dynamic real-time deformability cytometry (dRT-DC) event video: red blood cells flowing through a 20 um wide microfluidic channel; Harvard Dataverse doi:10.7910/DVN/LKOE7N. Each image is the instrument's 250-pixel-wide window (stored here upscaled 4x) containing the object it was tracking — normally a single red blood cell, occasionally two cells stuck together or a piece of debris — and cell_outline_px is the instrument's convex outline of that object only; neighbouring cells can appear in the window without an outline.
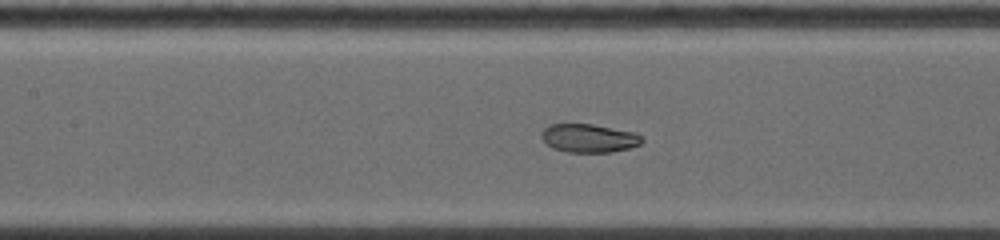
{"species": "common noctule bat (a hibernating species)", "species_latin": "Nyctalus noctula", "temperature_condition": "warm", "stored_images_in_passage": 14, "camera_frame_rate_fps": 5000, "um_per_image_px": 0.085, "animal": {"sex": "female", "body_mass_g": 19.0, "forearm_length_mm": 53.3}, "frame": {"image": 1, "passage_image": 7, "time_ms": 2.4, "image_size_px": [1000, 240], "cell_outline_px": [[644, 140], [640, 144], [628, 148], [612, 152], [568, 152], [552, 148], [540, 136], [540, 132], [544, 128], [552, 124], [592, 124], [636, 132], [644, 136]], "centroid_in_image_um": [50.09, 11.74], "position_along_channel_um": 157.3, "area_um2": 16.76}}
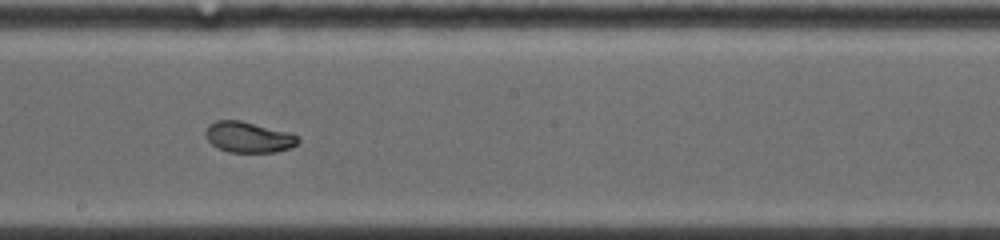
{"frame": {"image": 2, "passage_image": 11, "time_ms": 4.2, "image_size_px": [1000, 240], "cell_outline_px": [[300, 140], [292, 148], [276, 152], [228, 152], [216, 148], [204, 136], [204, 132], [208, 124], [216, 120], [240, 120], [292, 132], [300, 136]], "centroid_in_image_um": [21.14, 11.65], "position_along_channel_um": 227.1, "area_um2": 17.05}}
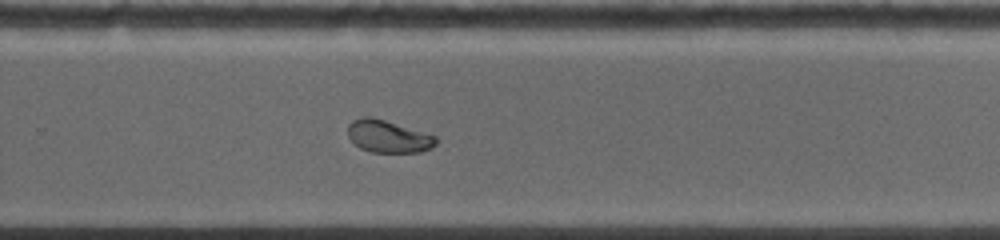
{"frame": {"image": 3, "passage_image": 14, "time_ms": 6.0, "image_size_px": [1000, 240], "cell_outline_px": [[436, 144], [432, 148], [420, 152], [372, 152], [360, 148], [348, 136], [348, 124], [352, 120], [364, 116], [372, 116], [436, 136]], "centroid_in_image_um": [32.98, 11.59], "position_along_channel_um": 296.8, "area_um2": 16.53}}